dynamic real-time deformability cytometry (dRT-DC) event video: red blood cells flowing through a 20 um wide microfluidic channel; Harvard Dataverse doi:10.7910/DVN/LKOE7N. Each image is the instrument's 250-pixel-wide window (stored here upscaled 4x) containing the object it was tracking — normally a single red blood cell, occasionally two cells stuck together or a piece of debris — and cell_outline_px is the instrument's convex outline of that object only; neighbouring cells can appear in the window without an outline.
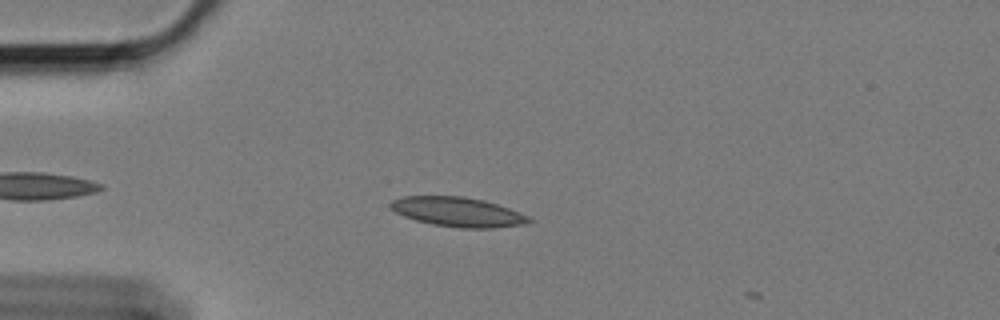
{"species": "Egyptian fruit bat (a non-hibernating species)", "species_latin": "Rousettus aegyptiacus", "temperature_condition": "cold", "stored_images_in_passage": 2, "camera_frame_rate_fps": 3000, "um_per_image_px": 0.085, "animal": {"sex": "female"}, "frame": {"image": 1, "passage_image": 1, "time_ms": 0.0, "image_size_px": [1000, 320], "cell_outline_px": [[532, 220], [528, 224], [496, 228], [460, 228], [432, 224], [416, 220], [404, 216], [396, 212], [388, 204], [392, 200], [404, 196], [464, 196], [484, 200], [508, 208], [528, 216]], "centroid_in_image_um": [38.92, 18.02], "position_along_channel_um": 46.1, "area_um2": 23.76}}